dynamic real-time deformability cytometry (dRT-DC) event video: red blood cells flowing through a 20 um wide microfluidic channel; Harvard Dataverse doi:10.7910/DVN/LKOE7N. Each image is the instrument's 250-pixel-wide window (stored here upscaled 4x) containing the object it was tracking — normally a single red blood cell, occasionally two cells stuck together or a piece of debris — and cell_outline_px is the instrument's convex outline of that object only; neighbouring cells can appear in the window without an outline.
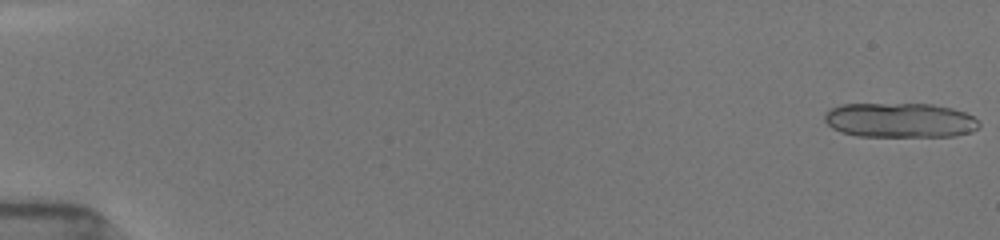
{"species": "common noctule bat (a hibernating species)", "species_latin": "Nyctalus noctula", "temperature_condition": "room temperature", "stored_images_in_passage": 17, "camera_frame_rate_fps": 3000, "um_per_image_px": 0.085, "animal": {"sex": "female", "body_mass_g": 19.5, "forearm_length_mm": 54.1}, "frame": {"image": 1, "passage_image": 1, "time_ms": 0.0, "image_size_px": [1000, 240], "cell_outline_px": [[980, 128], [972, 132], [956, 136], [856, 136], [840, 132], [832, 128], [824, 120], [824, 112], [840, 104], [932, 104], [952, 108], [964, 112], [972, 116], [980, 124]], "centroid_in_image_um": [76.49, 10.22], "position_along_channel_um": 8.5, "area_um2": 31.44}}